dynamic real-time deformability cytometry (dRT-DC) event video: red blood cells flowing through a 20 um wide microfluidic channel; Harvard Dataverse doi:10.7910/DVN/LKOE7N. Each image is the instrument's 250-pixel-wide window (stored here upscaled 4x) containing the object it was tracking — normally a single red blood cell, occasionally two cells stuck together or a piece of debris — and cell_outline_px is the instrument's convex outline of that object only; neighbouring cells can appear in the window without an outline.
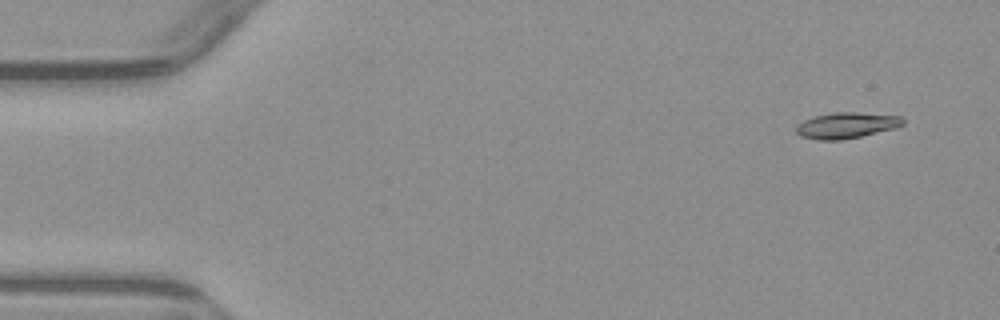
{"species": "common noctule bat (a hibernating species)", "species_latin": "Nyctalus noctula", "temperature_condition": "warm", "stored_images_in_passage": 5, "camera_frame_rate_fps": 3000, "um_per_image_px": 0.085, "animal": {"sex": "male", "body_mass_g": 23.1, "forearm_length_mm": 52.7}, "frame": {"image": 1, "passage_image": 2, "time_ms": 1.0, "image_size_px": [1000, 320], "cell_outline_px": [[904, 124], [896, 128], [860, 136], [840, 140], [816, 140], [800, 136], [796, 132], [796, 124], [812, 116], [832, 112], [856, 112], [900, 116], [904, 120]], "centroid_in_image_um": [71.91, 10.65], "position_along_channel_um": 13.1, "area_um2": 16.24}}
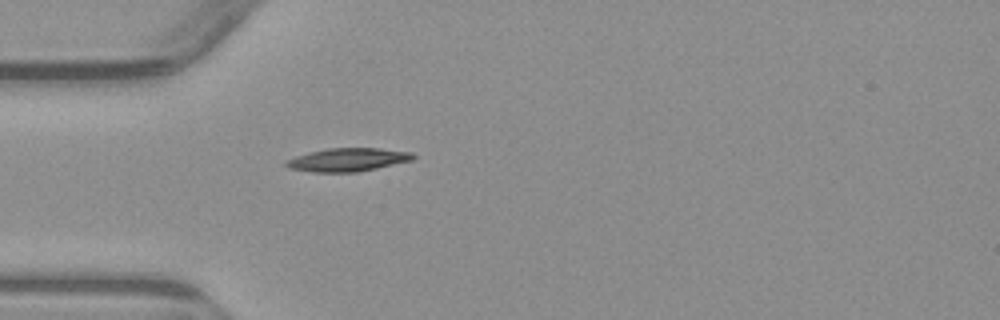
{"frame": {"image": 2, "passage_image": 5, "time_ms": 5.0, "image_size_px": [1000, 320], "cell_outline_px": [[416, 156], [412, 160], [376, 168], [356, 172], [312, 172], [288, 168], [284, 164], [284, 160], [308, 152], [328, 148], [380, 148], [412, 152]], "centroid_in_image_um": [29.52, 13.57], "position_along_channel_um": 55.5, "area_um2": 17.28}}